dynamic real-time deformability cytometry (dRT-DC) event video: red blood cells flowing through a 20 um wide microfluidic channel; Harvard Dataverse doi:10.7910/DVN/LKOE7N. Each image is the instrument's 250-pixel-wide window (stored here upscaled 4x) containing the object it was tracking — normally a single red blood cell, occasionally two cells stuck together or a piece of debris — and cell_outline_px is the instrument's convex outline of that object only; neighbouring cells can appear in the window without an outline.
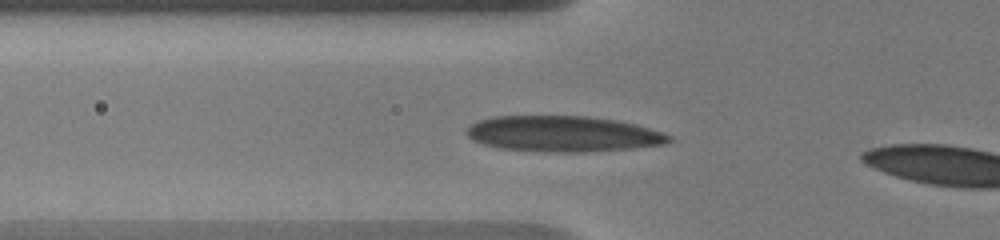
{"species": "human", "species_latin": "Homo sapiens", "temperature_condition": "warm", "stored_images_in_passage": 11, "camera_frame_rate_fps": 3000, "um_per_image_px": 0.085, "donor": {"sex": "male"}, "frame": {"image": 1, "passage_image": 3, "time_ms": 1.333, "image_size_px": [1000, 240], "cell_outline_px": [[672, 140], [668, 144], [632, 148], [584, 152], [548, 152], [500, 148], [484, 144], [472, 140], [468, 136], [468, 128], [476, 120], [492, 116], [588, 116], [616, 120], [636, 124], [672, 136]], "centroid_in_image_um": [47.87, 11.37], "position_along_channel_um": 77.9, "area_um2": 42.25}}
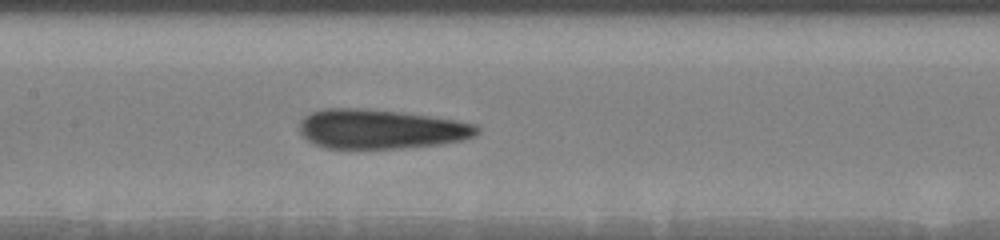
{"frame": {"image": 2, "passage_image": 8, "time_ms": 4.0, "image_size_px": [1000, 240], "cell_outline_px": [[480, 132], [476, 136], [460, 140], [440, 144], [400, 148], [324, 148], [312, 144], [300, 132], [300, 120], [304, 116], [312, 112], [324, 108], [368, 108], [404, 112], [432, 116], [456, 120], [476, 124], [480, 128]], "centroid_in_image_um": [32.37, 10.96], "position_along_channel_um": 175.0, "area_um2": 41.15}}
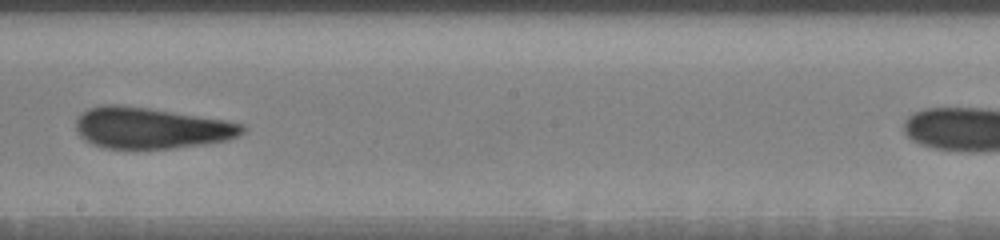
{"frame": {"image": 3, "passage_image": 10, "time_ms": 5.667, "image_size_px": [1000, 240], "cell_outline_px": [[248, 128], [244, 132], [228, 140], [204, 144], [172, 148], [104, 148], [92, 144], [84, 140], [80, 136], [76, 128], [76, 120], [80, 112], [88, 108], [100, 104], [120, 104], [148, 108], [228, 120], [244, 124]], "centroid_in_image_um": [12.83, 10.87], "position_along_channel_um": 235.4, "area_um2": 40.23}}